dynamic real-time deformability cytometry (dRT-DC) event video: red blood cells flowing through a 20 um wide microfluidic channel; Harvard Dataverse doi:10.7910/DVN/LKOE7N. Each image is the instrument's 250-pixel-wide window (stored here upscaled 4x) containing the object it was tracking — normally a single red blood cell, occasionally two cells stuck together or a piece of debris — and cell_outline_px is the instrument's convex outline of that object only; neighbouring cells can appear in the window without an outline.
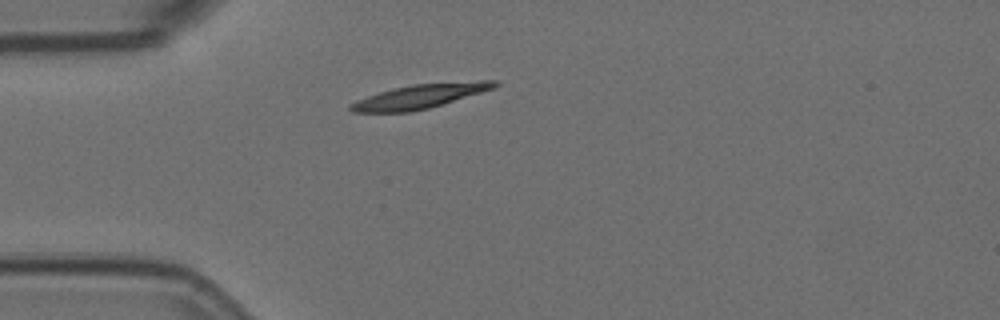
{"species": "Egyptian fruit bat (a non-hibernating species)", "species_latin": "Rousettus aegyptiacus", "temperature_condition": "room temperature", "stored_images_in_passage": 44, "camera_frame_rate_fps": 3000, "um_per_image_px": 0.085, "animal": {"sex": "female"}, "frame": {"image": 1, "passage_image": 1, "time_ms": 0.0, "image_size_px": [1000, 320], "cell_outline_px": [[500, 84], [496, 88], [428, 108], [412, 112], [352, 112], [348, 108], [356, 100], [392, 88], [412, 84], [480, 80], [500, 80]], "centroid_in_image_um": [35.76, 8.17], "position_along_channel_um": 49.2, "area_um2": 20.35}}
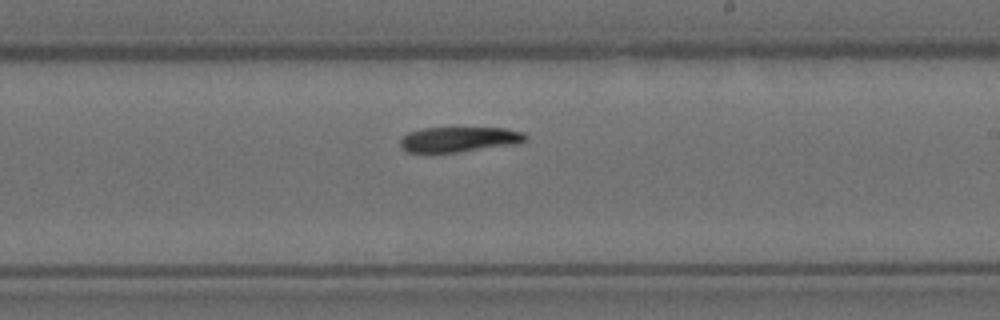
{"frame": {"image": 2, "passage_image": 19, "time_ms": 6.0, "image_size_px": [1000, 320], "cell_outline_px": [[528, 140], [516, 144], [456, 152], [408, 152], [400, 148], [400, 140], [408, 132], [424, 128], [504, 128], [524, 132], [528, 136]], "centroid_in_image_um": [39.04, 11.84], "position_along_channel_um": 250.0, "area_um2": 18.32}}
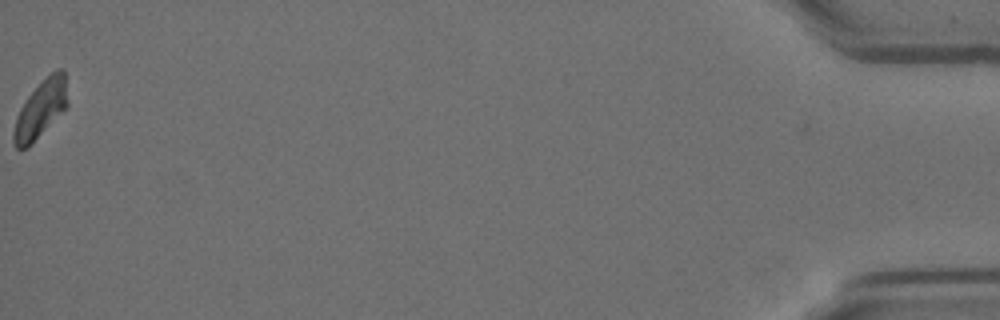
{"frame": {"image": 3, "passage_image": 43, "time_ms": 14.0, "image_size_px": [1000, 320], "cell_outline_px": [[68, 104], [32, 144], [28, 148], [16, 148], [12, 144], [12, 132], [16, 116], [20, 108], [28, 96], [56, 68], [64, 68], [68, 100]], "centroid_in_image_um": [3.43, 9.3], "position_along_channel_um": 431.8, "area_um2": 17.86}, "authors_computed_cell_mechanics": {"area_um2": 19.2474, "velocity_mm_per_s": 3.5462, "shape_relaxation_time_tau1_ms": 5.1162, "shape_relaxation_time_tau2_ms": null, "deformation_change_tau1": 0.1624, "deformation_change_tau2": null}}